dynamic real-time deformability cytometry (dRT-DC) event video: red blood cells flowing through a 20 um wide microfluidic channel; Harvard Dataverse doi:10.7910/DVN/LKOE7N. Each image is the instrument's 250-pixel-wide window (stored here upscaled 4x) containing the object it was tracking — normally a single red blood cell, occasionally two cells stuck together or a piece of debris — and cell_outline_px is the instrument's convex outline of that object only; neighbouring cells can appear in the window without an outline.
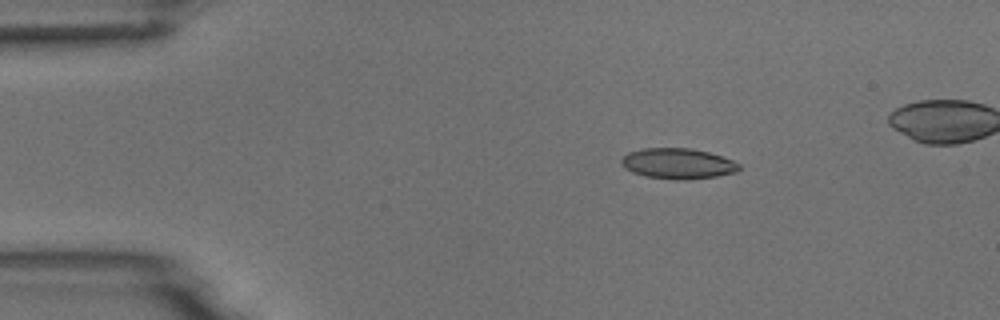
{"species": "common noctule bat (a hibernating species)", "species_latin": "Nyctalus noctula", "temperature_condition": "room temperature", "stored_images_in_passage": 6, "camera_frame_rate_fps": 3000, "um_per_image_px": 0.085, "animal": {"sex": "male", "body_mass_g": 18.8}, "frame": {"image": 1, "passage_image": 3, "time_ms": 0.667, "image_size_px": [1000, 320], "cell_outline_px": [[740, 168], [736, 172], [716, 176], [688, 180], [676, 180], [644, 176], [632, 172], [624, 168], [620, 164], [620, 160], [628, 152], [640, 148], [692, 148], [708, 152], [732, 160], [740, 164]], "centroid_in_image_um": [57.58, 13.9], "position_along_channel_um": 27.4, "area_um2": 21.15}}